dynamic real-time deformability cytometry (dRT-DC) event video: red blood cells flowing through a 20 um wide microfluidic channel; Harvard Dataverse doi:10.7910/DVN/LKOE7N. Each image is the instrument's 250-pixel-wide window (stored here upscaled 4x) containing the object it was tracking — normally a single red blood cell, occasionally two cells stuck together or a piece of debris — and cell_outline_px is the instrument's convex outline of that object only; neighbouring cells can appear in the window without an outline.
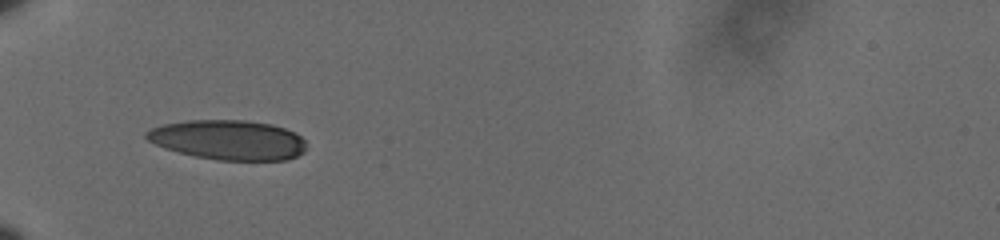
{"species": "human", "species_latin": "Homo sapiens", "temperature_condition": "cold", "stored_images_in_passage": 38, "camera_frame_rate_fps": 3000, "um_per_image_px": 0.085, "donor": {"sex": "male"}, "frame": {"image": 1, "passage_image": 1, "time_ms": 0.0, "image_size_px": [1000, 240], "cell_outline_px": [[304, 152], [296, 156], [284, 160], [216, 160], [196, 156], [164, 148], [148, 140], [144, 136], [144, 132], [160, 124], [188, 120], [248, 120], [272, 124], [284, 128], [300, 136], [304, 140]], "centroid_in_image_um": [19.37, 11.88], "position_along_channel_um": 65.6, "area_um2": 36.99}}
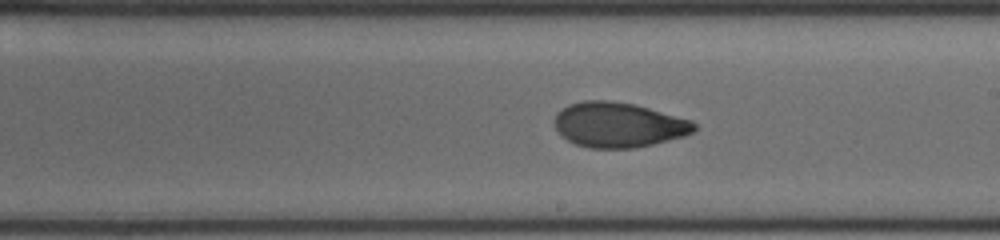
{"frame": {"image": 2, "passage_image": 16, "time_ms": 5.0, "image_size_px": [1000, 240], "cell_outline_px": [[696, 128], [692, 132], [684, 136], [636, 148], [588, 148], [576, 144], [560, 136], [556, 128], [556, 112], [568, 104], [584, 100], [608, 100], [632, 104], [648, 108], [692, 120], [696, 124]], "centroid_in_image_um": [52.55, 10.61], "position_along_channel_um": 236.5, "area_um2": 36.53}}
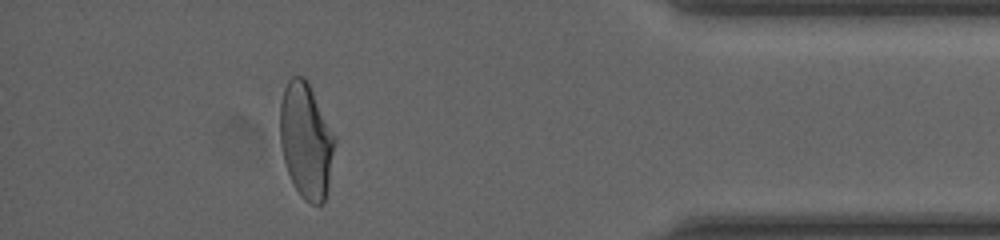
{"frame": {"image": 3, "passage_image": 33, "time_ms": 10.667, "image_size_px": [1000, 240], "cell_outline_px": [[336, 144], [328, 192], [324, 204], [312, 204], [304, 200], [300, 196], [288, 172], [284, 160], [280, 144], [280, 104], [284, 88], [288, 80], [292, 76], [304, 76], [308, 80], [336, 136]], "centroid_in_image_um": [26.05, 11.95], "position_along_channel_um": 409.2, "area_um2": 37.51}, "authors_computed_cell_mechanics": {"area_um2": 37.0787, "velocity_mm_per_s": 3.6126, "shape_relaxation_time_tau1_ms": 4.9082, "shape_relaxation_time_tau2_ms": 1.9793, "deformation_change_tau1": 0.1809, "deformation_change_tau2": 0.0637}}